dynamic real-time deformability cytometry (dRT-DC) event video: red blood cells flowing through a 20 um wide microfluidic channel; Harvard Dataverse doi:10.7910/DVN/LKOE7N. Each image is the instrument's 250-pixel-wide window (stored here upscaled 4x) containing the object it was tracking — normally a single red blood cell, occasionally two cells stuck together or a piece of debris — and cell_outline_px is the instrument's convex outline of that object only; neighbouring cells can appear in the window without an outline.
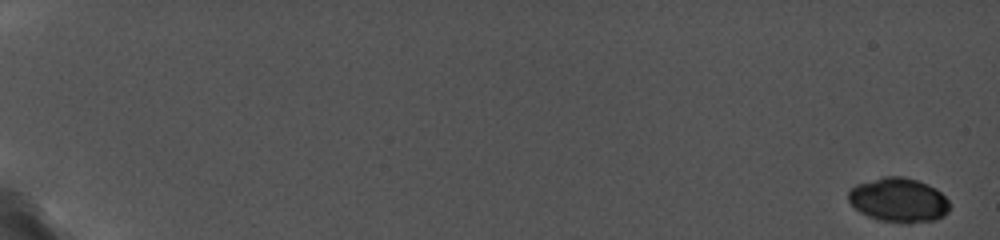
{"species": "common noctule bat (a hibernating species)", "species_latin": "Nyctalus noctula", "temperature_condition": "cold", "stored_images_in_passage": 10, "camera_frame_rate_fps": 5000, "um_per_image_px": 0.085, "animal": {"sex": "female", "body_mass_g": 19.0, "forearm_length_mm": 56.7}, "frame": {"image": 1, "passage_image": 1, "time_ms": 0.0, "image_size_px": [1000, 240], "cell_outline_px": [[948, 212], [944, 216], [936, 220], [908, 224], [900, 224], [880, 220], [868, 216], [860, 212], [848, 200], [848, 192], [856, 184], [884, 176], [904, 176], [928, 184], [936, 188], [948, 200]], "centroid_in_image_um": [76.39, 17.02], "position_along_channel_um": 8.6, "area_um2": 26.36}}
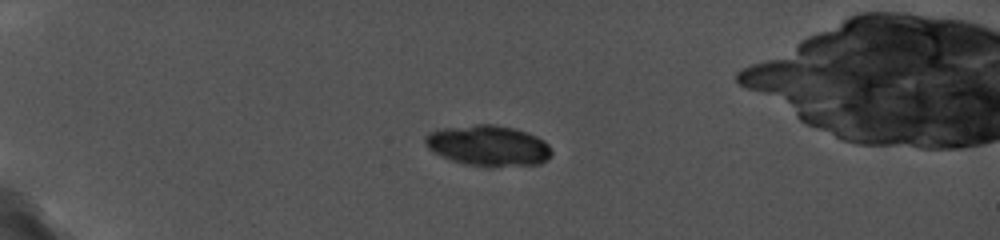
{"frame": {"image": 2, "passage_image": 7, "time_ms": 5.4, "image_size_px": [1000, 240], "cell_outline_px": [[552, 156], [548, 160], [540, 164], [492, 168], [488, 168], [464, 164], [440, 156], [428, 148], [424, 144], [424, 136], [428, 132], [440, 128], [476, 124], [492, 124], [516, 128], [528, 132], [544, 140], [548, 144], [552, 152]], "centroid_in_image_um": [41.51, 12.39], "position_along_channel_um": 43.5, "area_um2": 30.81}}